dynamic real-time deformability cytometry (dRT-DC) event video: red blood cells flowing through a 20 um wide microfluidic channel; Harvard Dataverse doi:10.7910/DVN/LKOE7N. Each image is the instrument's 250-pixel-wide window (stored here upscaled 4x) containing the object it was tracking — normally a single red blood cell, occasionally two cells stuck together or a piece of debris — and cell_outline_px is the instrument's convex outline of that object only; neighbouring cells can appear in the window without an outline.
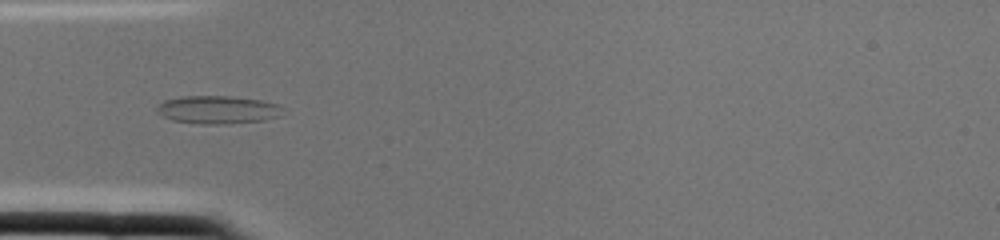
{"species": "common noctule bat (a hibernating species)", "species_latin": "Nyctalus noctula", "temperature_condition": "cold", "stored_images_in_passage": 2, "camera_frame_rate_fps": 3000, "um_per_image_px": 0.085, "animal": {"sex": "female", "body_mass_g": 22.0, "forearm_length_mm": 56.7}, "frame": {"image": 1, "passage_image": 2, "time_ms": 0.333, "image_size_px": [1000, 240], "cell_outline_px": [[284, 108], [280, 116], [264, 120], [228, 124], [200, 124], [172, 120], [156, 112], [156, 108], [164, 100], [180, 96], [228, 96], [260, 100], [276, 104]], "centroid_in_image_um": [18.5, 9.33], "position_along_channel_um": 66.5, "area_um2": 20.58}}